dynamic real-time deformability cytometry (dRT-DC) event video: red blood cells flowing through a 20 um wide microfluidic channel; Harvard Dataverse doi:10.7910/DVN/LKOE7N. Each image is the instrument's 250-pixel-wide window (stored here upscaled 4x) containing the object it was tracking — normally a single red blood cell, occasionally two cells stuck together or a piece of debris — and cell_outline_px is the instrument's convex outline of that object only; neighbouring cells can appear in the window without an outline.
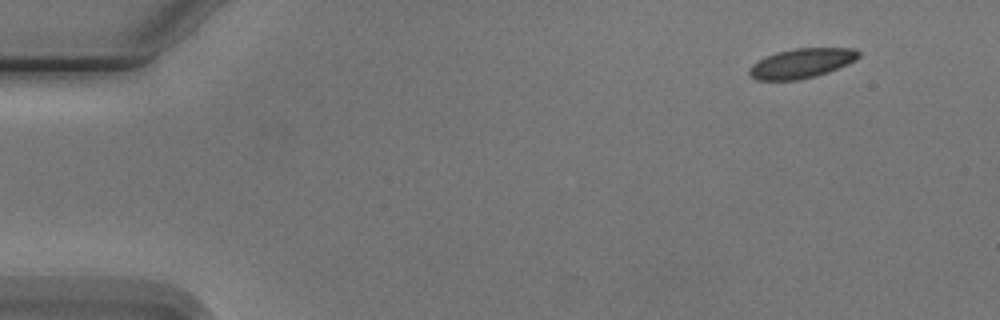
{"species": "Egyptian fruit bat (a non-hibernating species)", "species_latin": "Rousettus aegyptiacus", "temperature_condition": "cold", "stored_images_in_passage": 4, "camera_frame_rate_fps": 3000, "um_per_image_px": 0.085, "animal": {"sex": "male"}, "frame": {"image": 1, "passage_image": 1, "time_ms": 0.0, "image_size_px": [1000, 320], "cell_outline_px": [[860, 56], [848, 64], [828, 72], [816, 76], [796, 80], [756, 80], [748, 72], [748, 68], [752, 64], [776, 52], [796, 48], [852, 48], [860, 52]], "centroid_in_image_um": [68.13, 5.38], "position_along_channel_um": 16.9, "area_um2": 18.73}}
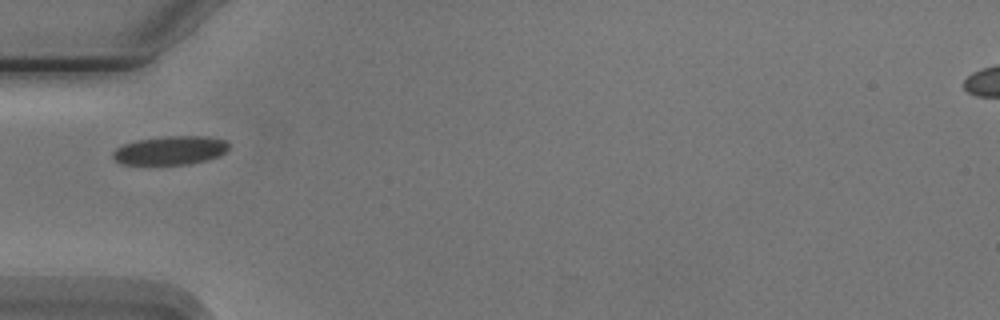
{"frame": {"image": 2, "passage_image": 4, "time_ms": 4.333, "image_size_px": [1000, 320], "cell_outline_px": [[228, 148], [220, 156], [208, 160], [188, 164], [120, 164], [112, 156], [112, 152], [116, 148], [124, 144], [136, 140], [164, 136], [208, 136], [228, 140]], "centroid_in_image_um": [14.5, 12.77], "position_along_channel_um": 70.5, "area_um2": 19.54}}